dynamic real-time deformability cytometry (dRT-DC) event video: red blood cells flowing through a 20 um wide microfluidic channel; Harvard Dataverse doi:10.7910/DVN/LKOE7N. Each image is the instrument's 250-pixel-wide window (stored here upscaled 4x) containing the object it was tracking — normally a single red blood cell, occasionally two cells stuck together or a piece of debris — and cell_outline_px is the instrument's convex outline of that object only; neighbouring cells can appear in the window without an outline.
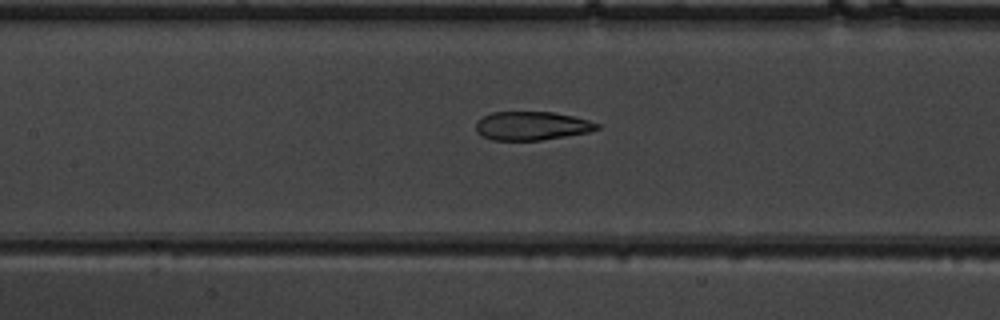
{"species": "common noctule bat (a hibernating species)", "species_latin": "Nyctalus noctula", "temperature_condition": "warm", "stored_images_in_passage": 52, "camera_frame_rate_fps": 3000, "um_per_image_px": 0.085, "animal": {"sex": "male", "body_mass_g": 19.5, "forearm_length_mm": 54.6}, "frame": {"image": 1, "passage_image": 25, "time_ms": 8.0, "image_size_px": [1000, 320], "cell_outline_px": [[600, 128], [592, 132], [540, 140], [492, 140], [476, 132], [476, 120], [492, 112], [552, 112], [572, 116], [588, 120], [600, 124]], "centroid_in_image_um": [45.21, 10.7], "position_along_channel_um": 162.2, "area_um2": 20.23}}
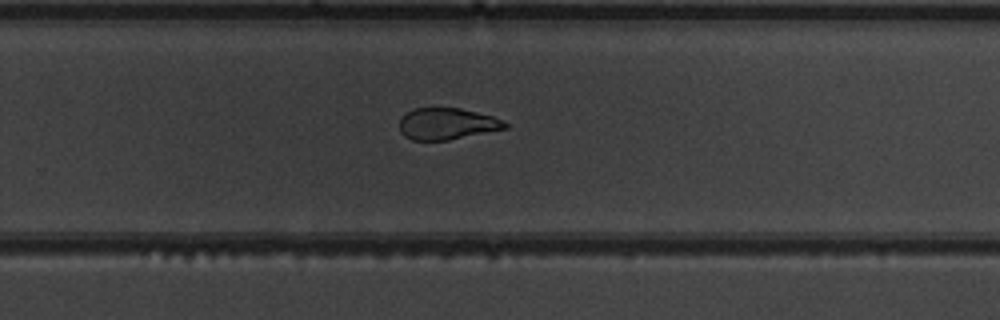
{"frame": {"image": 2, "passage_image": 35, "time_ms": 11.333, "image_size_px": [1000, 320], "cell_outline_px": [[508, 128], [448, 140], [412, 140], [404, 136], [400, 132], [400, 120], [412, 108], [460, 108], [492, 116], [504, 120], [508, 124]], "centroid_in_image_um": [38.01, 10.52], "position_along_channel_um": 291.8, "area_um2": 19.36}}
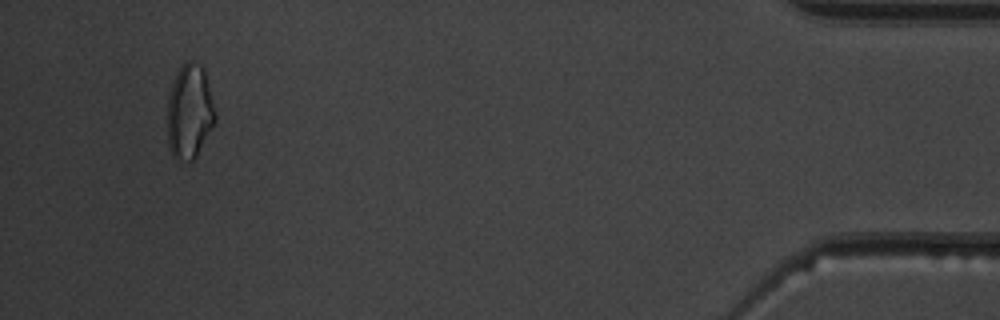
{"frame": {"image": 3, "passage_image": 50, "time_ms": 16.333, "image_size_px": [1000, 320], "cell_outline_px": [[216, 120], [196, 156], [192, 160], [180, 160], [172, 156], [168, 144], [168, 92], [176, 72], [188, 60], [192, 60], [200, 64], [204, 68], [216, 112]], "centroid_in_image_um": [16.11, 9.46], "position_along_channel_um": 419.1, "area_um2": 26.36}, "authors_computed_cell_mechanics": {"area_um2": 22.5709, "velocity_mm_per_s": 3.9097, "shape_relaxation_time_tau1_ms": null, "shape_relaxation_time_tau2_ms": 1.9887, "deformation_change_tau1": null, "deformation_change_tau2": 0.0766}}